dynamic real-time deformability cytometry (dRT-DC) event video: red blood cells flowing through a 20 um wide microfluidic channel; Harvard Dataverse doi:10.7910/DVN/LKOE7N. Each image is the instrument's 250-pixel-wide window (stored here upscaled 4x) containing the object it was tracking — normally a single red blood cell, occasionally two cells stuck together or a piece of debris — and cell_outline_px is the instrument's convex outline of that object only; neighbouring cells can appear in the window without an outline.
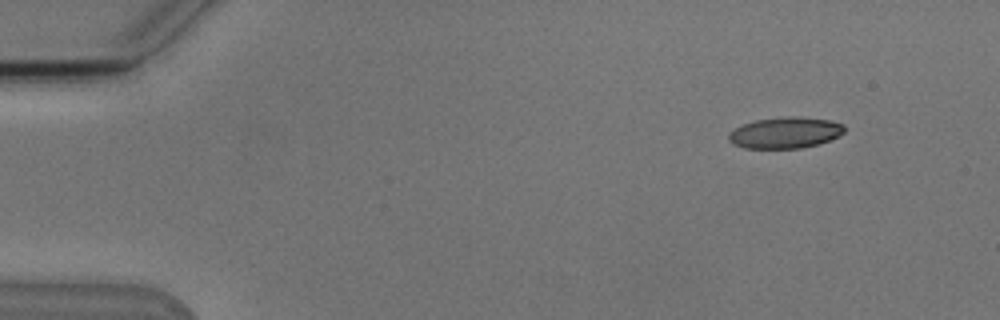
{"species": "Egyptian fruit bat (a non-hibernating species)", "species_latin": "Rousettus aegyptiacus", "temperature_condition": "cold", "stored_images_in_passage": 5, "camera_frame_rate_fps": 3000, "um_per_image_px": 0.085, "animal": {"sex": "male"}, "frame": {"image": 1, "passage_image": 5, "time_ms": 4.667, "image_size_px": [1000, 320], "cell_outline_px": [[844, 132], [820, 144], [800, 148], [744, 148], [732, 144], [728, 140], [728, 132], [744, 124], [756, 120], [792, 116], [828, 120], [844, 124]], "centroid_in_image_um": [66.71, 11.29], "position_along_channel_um": 18.3, "area_um2": 20.81}}